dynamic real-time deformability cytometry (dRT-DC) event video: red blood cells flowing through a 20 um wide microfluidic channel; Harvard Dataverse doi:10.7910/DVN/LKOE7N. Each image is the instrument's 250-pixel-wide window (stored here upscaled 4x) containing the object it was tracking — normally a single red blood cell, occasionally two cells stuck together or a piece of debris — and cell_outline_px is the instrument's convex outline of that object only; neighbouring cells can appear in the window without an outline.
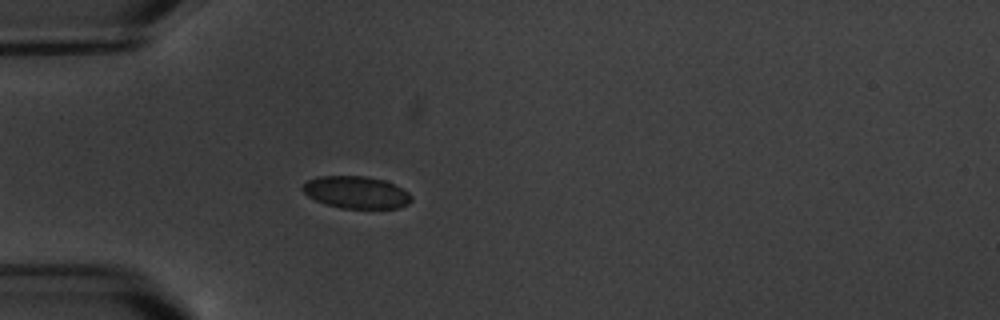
{"species": "common noctule bat (a hibernating species)", "species_latin": "Nyctalus noctula", "temperature_condition": "warm", "stored_images_in_passage": 5, "camera_frame_rate_fps": 3000, "um_per_image_px": 0.085, "animal": {"sex": "male", "body_mass_g": 20.1, "forearm_length_mm": 53.5}, "frame": {"image": 1, "passage_image": 5, "time_ms": 4.667, "image_size_px": [1000, 320], "cell_outline_px": [[412, 200], [408, 204], [400, 208], [340, 208], [324, 204], [308, 196], [300, 188], [308, 180], [316, 176], [368, 176], [384, 180], [408, 192], [412, 196]], "centroid_in_image_um": [30.26, 16.35], "position_along_channel_um": 54.7, "area_um2": 20.46}}